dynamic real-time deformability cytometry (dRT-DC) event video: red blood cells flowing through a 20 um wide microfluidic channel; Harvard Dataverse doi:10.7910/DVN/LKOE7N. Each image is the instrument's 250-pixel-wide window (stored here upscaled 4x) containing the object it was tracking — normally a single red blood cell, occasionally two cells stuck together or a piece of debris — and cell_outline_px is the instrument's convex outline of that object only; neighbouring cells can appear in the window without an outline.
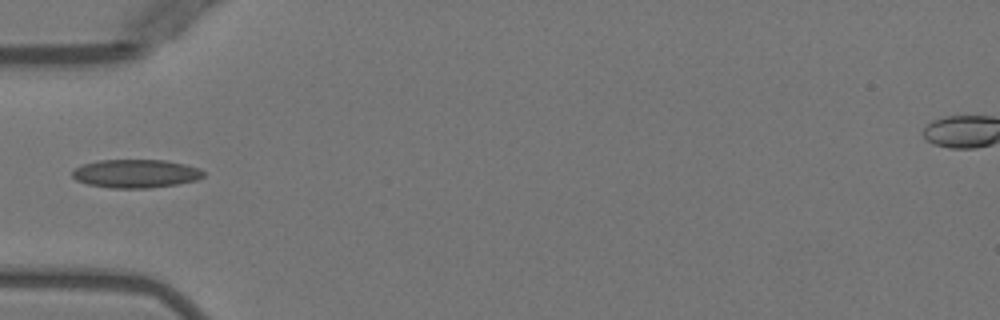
{"species": "Egyptian fruit bat (a non-hibernating species)", "species_latin": "Rousettus aegyptiacus", "temperature_condition": "warm", "stored_images_in_passage": 5, "camera_frame_rate_fps": 3000, "um_per_image_px": 0.085, "animal": {"sex": "female"}, "frame": {"image": 1, "passage_image": 4, "time_ms": 3.667, "image_size_px": [1000, 320], "cell_outline_px": [[204, 176], [196, 180], [176, 184], [148, 188], [112, 188], [88, 184], [76, 180], [72, 176], [72, 172], [76, 168], [84, 164], [100, 160], [164, 160], [184, 164], [200, 168], [204, 172]], "centroid_in_image_um": [11.55, 14.75], "position_along_channel_um": 73.4, "area_um2": 21.56}}
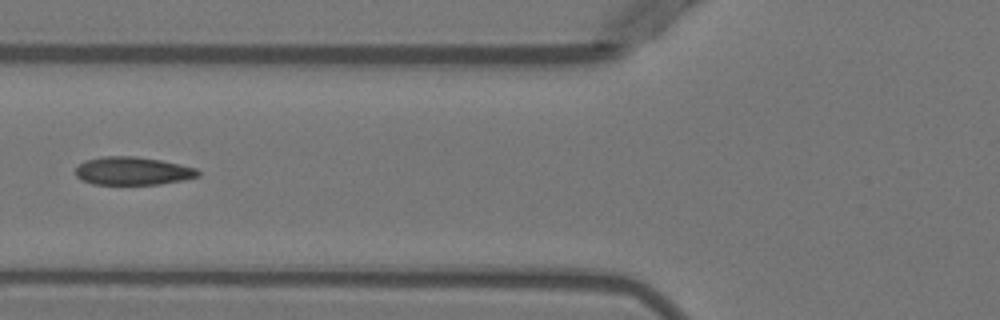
{"frame": {"image": 2, "passage_image": 5, "time_ms": 4.667, "image_size_px": [1000, 320], "cell_outline_px": [[200, 176], [184, 180], [160, 184], [92, 184], [76, 176], [76, 168], [84, 160], [100, 156], [136, 156], [160, 160], [180, 164], [196, 168], [200, 172]], "centroid_in_image_um": [11.29, 14.52], "position_along_channel_um": 114.5, "area_um2": 20.11}}